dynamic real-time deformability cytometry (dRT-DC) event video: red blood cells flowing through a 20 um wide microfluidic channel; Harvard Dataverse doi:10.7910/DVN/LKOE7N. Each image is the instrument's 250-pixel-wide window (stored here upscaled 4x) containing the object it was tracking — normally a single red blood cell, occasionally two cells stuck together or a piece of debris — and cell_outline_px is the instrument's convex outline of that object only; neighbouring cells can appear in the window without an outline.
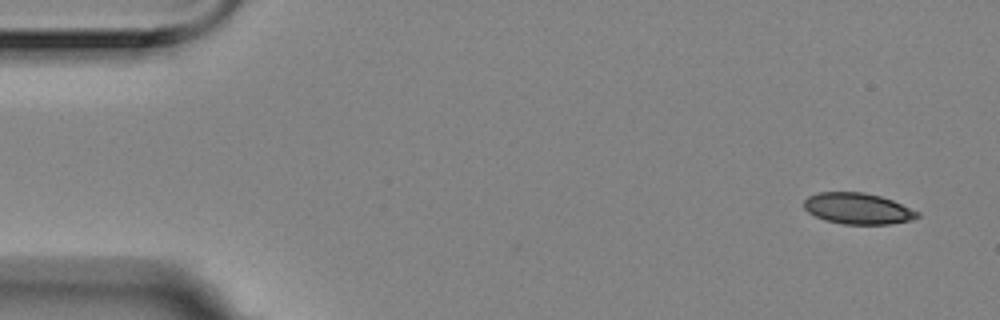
{"species": "Egyptian fruit bat (a non-hibernating species)", "species_latin": "Rousettus aegyptiacus", "temperature_condition": "room temperature", "stored_images_in_passage": 4, "camera_frame_rate_fps": 3000, "um_per_image_px": 0.085, "animal": {"sex": "female"}, "frame": {"image": 1, "passage_image": 1, "time_ms": 0.0, "image_size_px": [1000, 320], "cell_outline_px": [[920, 216], [912, 220], [888, 224], [844, 224], [824, 220], [808, 212], [804, 208], [804, 200], [808, 196], [820, 192], [864, 192], [880, 196], [892, 200], [920, 212]], "centroid_in_image_um": [72.92, 17.73], "position_along_channel_um": 12.1, "area_um2": 20.58}}
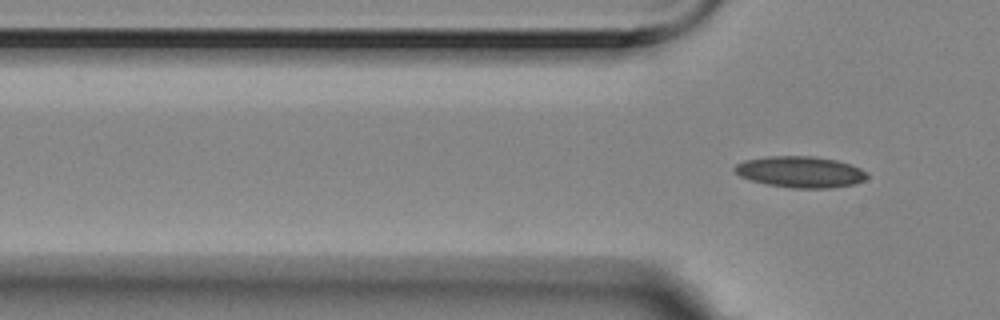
{"frame": {"image": 2, "passage_image": 4, "time_ms": 1.0, "image_size_px": [1000, 320], "cell_outline_px": [[868, 176], [864, 180], [856, 184], [832, 188], [792, 188], [768, 184], [752, 180], [740, 176], [732, 172], [732, 168], [736, 164], [744, 160], [768, 156], [812, 156], [836, 160], [860, 168], [868, 172]], "centroid_in_image_um": [68.02, 14.61], "position_along_channel_um": 57.8, "area_um2": 24.22}}